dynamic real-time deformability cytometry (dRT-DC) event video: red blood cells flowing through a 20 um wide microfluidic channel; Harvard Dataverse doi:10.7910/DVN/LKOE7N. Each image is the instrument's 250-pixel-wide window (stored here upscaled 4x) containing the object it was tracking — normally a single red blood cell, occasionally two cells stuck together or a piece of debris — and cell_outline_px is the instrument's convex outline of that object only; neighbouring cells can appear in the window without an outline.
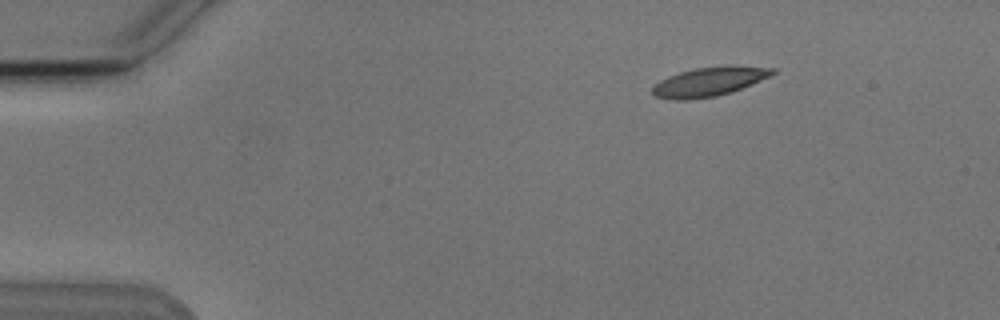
{"species": "Egyptian fruit bat (a non-hibernating species)", "species_latin": "Rousettus aegyptiacus", "temperature_condition": "cold", "stored_images_in_passage": 5, "camera_frame_rate_fps": 3000, "um_per_image_px": 0.085, "animal": {"sex": "male"}, "frame": {"image": 1, "passage_image": 1, "time_ms": 0.0, "image_size_px": [1000, 320], "cell_outline_px": [[776, 72], [760, 80], [732, 92], [716, 96], [688, 100], [672, 100], [652, 96], [652, 88], [660, 80], [668, 76], [692, 68], [776, 68]], "centroid_in_image_um": [60.14, 7.0], "position_along_channel_um": 24.9, "area_um2": 19.48}}
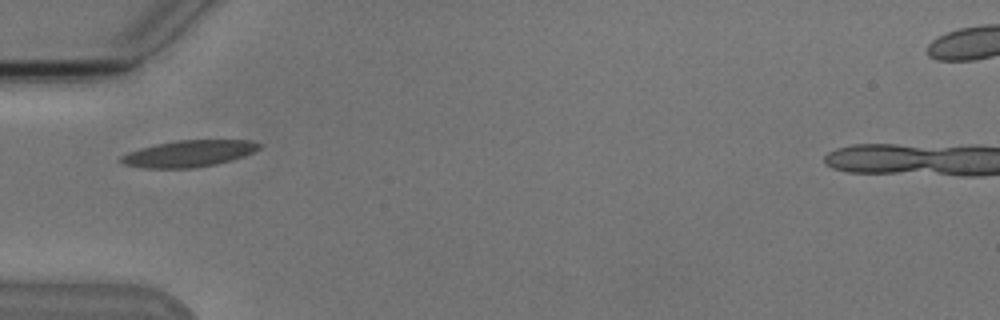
{"frame": {"image": 2, "passage_image": 4, "time_ms": 3.333, "image_size_px": [1000, 320], "cell_outline_px": [[260, 148], [244, 156], [232, 160], [216, 164], [196, 168], [144, 168], [124, 164], [116, 160], [120, 156], [128, 152], [140, 148], [156, 144], [180, 140], [252, 140], [260, 144]], "centroid_in_image_um": [16.02, 13.06], "position_along_channel_um": 69.0, "area_um2": 21.44}}